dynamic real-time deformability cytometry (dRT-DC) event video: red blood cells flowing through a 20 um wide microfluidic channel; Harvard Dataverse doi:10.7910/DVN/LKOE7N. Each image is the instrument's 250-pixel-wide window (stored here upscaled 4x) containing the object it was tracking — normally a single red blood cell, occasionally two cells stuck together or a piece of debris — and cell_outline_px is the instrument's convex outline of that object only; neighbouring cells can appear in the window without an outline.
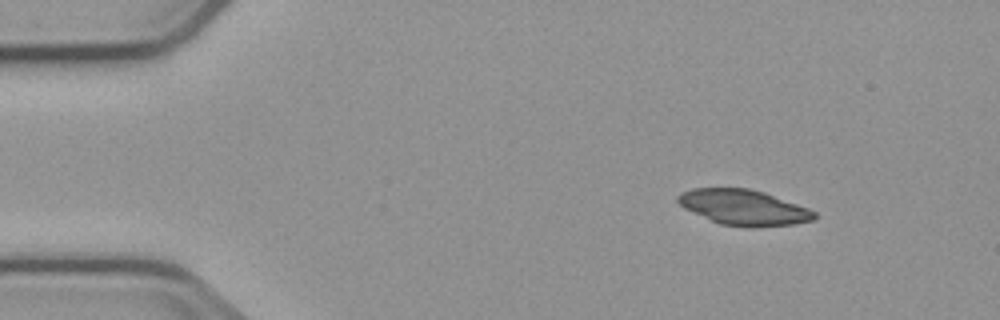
{"species": "common noctule bat (a hibernating species)", "species_latin": "Nyctalus noctula", "temperature_condition": "cold", "stored_images_in_passage": 3, "camera_frame_rate_fps": 3000, "um_per_image_px": 0.085, "animal": {"sex": "male", "body_mass_g": 23.1, "forearm_length_mm": 52.7}, "frame": {"image": 1, "passage_image": 1, "time_ms": 0.0, "image_size_px": [1000, 320], "cell_outline_px": [[816, 220], [792, 224], [752, 228], [748, 228], [720, 224], [684, 208], [676, 200], [676, 196], [680, 192], [692, 188], [748, 188], [764, 192], [808, 208], [816, 212]], "centroid_in_image_um": [63.21, 17.63], "position_along_channel_um": 21.8, "area_um2": 28.26}}